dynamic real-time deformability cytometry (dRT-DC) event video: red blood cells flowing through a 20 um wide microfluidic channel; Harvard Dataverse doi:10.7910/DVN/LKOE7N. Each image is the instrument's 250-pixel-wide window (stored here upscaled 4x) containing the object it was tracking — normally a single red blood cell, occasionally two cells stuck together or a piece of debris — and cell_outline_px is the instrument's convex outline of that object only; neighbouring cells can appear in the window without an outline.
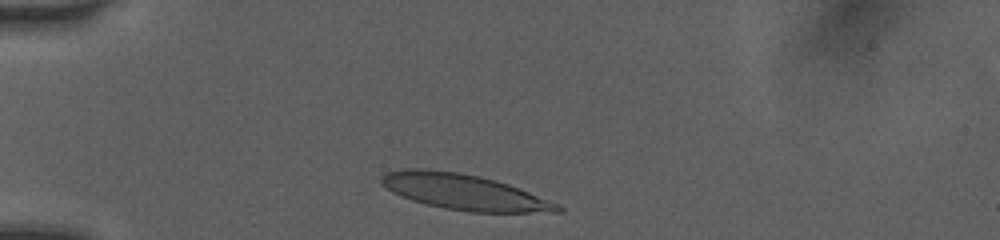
{"species": "human", "species_latin": "Homo sapiens", "temperature_condition": "room temperature", "stored_images_in_passage": 5, "camera_frame_rate_fps": 3000, "um_per_image_px": 0.085, "donor": {"sex": "female"}, "frame": {"image": 1, "passage_image": 1, "time_ms": 0.0, "image_size_px": [1000, 240], "cell_outline_px": [[564, 208], [560, 212], [472, 212], [444, 208], [424, 204], [400, 196], [392, 192], [380, 184], [380, 176], [384, 172], [404, 168], [424, 168], [460, 172], [480, 176], [508, 184], [560, 204]], "centroid_in_image_um": [39.38, 16.3], "position_along_channel_um": 45.6, "area_um2": 36.82}}
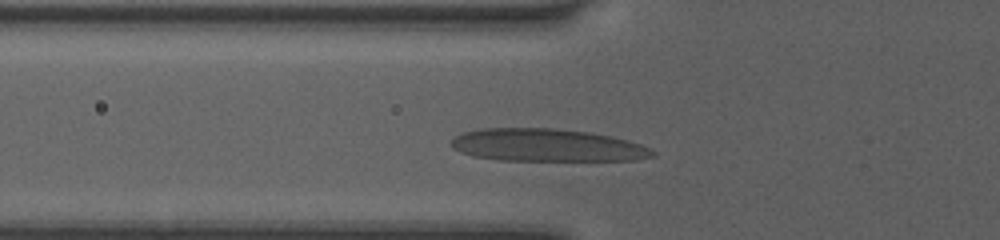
{"frame": {"image": 2, "passage_image": 4, "time_ms": 1.0, "image_size_px": [1000, 240], "cell_outline_px": [[656, 156], [636, 160], [500, 160], [472, 156], [460, 152], [452, 148], [452, 136], [464, 132], [480, 128], [552, 128], [588, 132], [612, 136], [628, 140], [640, 144], [656, 152]], "centroid_in_image_um": [46.47, 12.34], "position_along_channel_um": 79.3, "area_um2": 38.38}}